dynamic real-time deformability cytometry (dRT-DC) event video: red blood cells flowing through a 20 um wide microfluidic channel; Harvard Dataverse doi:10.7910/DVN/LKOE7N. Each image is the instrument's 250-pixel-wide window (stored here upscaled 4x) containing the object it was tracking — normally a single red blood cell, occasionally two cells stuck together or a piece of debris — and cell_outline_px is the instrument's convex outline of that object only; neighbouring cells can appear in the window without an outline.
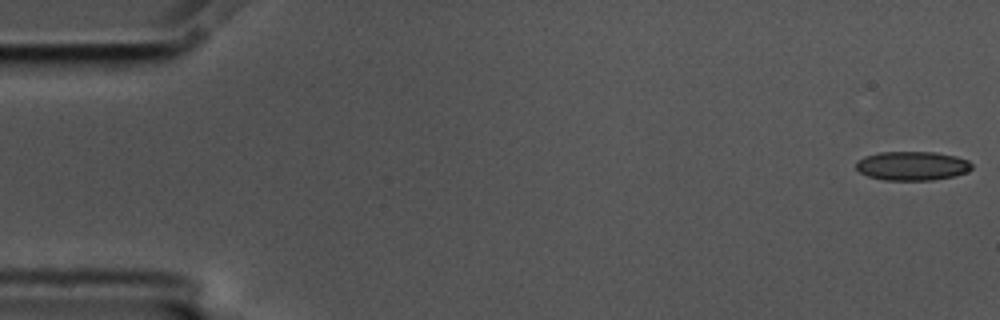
{"species": "common noctule bat (a hibernating species)", "species_latin": "Nyctalus noctula", "temperature_condition": "cold", "stored_images_in_passage": 56, "camera_frame_rate_fps": 3000, "um_per_image_px": 0.085, "animal": {"sex": "male", "body_mass_g": 17.5, "forearm_length_mm": 52.3}, "frame": {"image": 1, "passage_image": 1, "time_ms": 0.0, "image_size_px": [1000, 320], "cell_outline_px": [[972, 168], [968, 172], [956, 176], [932, 180], [884, 180], [868, 176], [860, 172], [856, 168], [856, 160], [864, 156], [880, 152], [936, 152], [956, 156], [968, 160], [972, 164]], "centroid_in_image_um": [77.55, 14.1], "position_along_channel_um": 7.5, "area_um2": 19.77}}
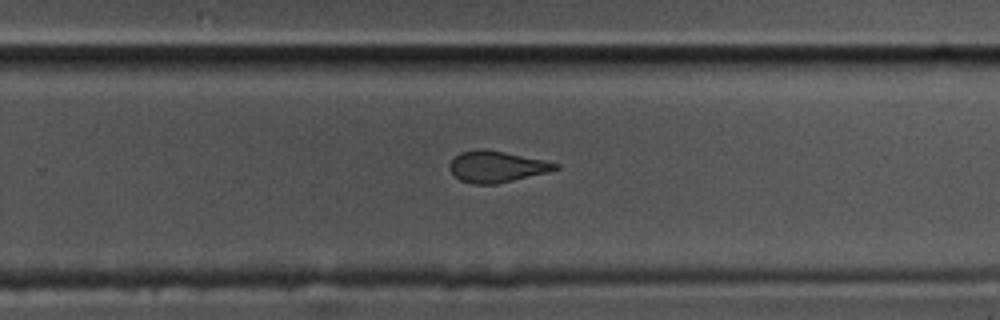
{"frame": {"image": 2, "passage_image": 36, "time_ms": 11.667, "image_size_px": [1000, 320], "cell_outline_px": [[560, 168], [496, 184], [472, 184], [460, 180], [448, 168], [448, 164], [460, 152], [480, 148], [484, 148], [544, 160], [560, 164]], "centroid_in_image_um": [42.16, 14.15], "position_along_channel_um": 287.6, "area_um2": 19.02}}
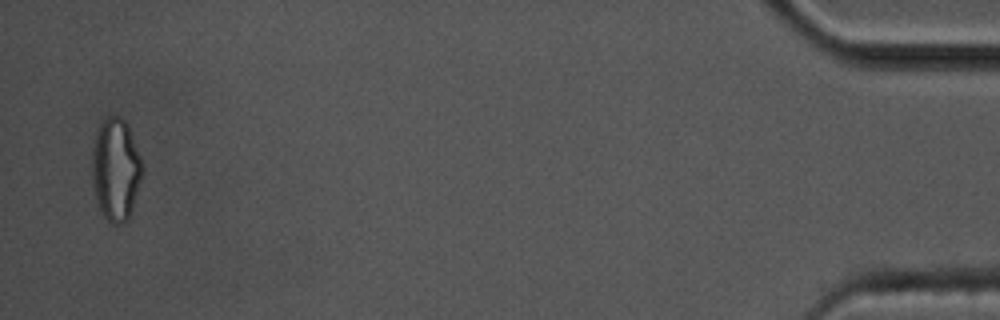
{"frame": {"image": 3, "passage_image": 55, "time_ms": 18.0, "image_size_px": [1000, 320], "cell_outline_px": [[144, 168], [132, 208], [128, 220], [120, 224], [112, 224], [104, 216], [100, 208], [96, 196], [92, 176], [92, 148], [100, 124], [108, 116], [120, 116], [128, 124], [140, 156]], "centroid_in_image_um": [9.85, 14.39], "position_along_channel_um": 425.3, "area_um2": 29.71}}